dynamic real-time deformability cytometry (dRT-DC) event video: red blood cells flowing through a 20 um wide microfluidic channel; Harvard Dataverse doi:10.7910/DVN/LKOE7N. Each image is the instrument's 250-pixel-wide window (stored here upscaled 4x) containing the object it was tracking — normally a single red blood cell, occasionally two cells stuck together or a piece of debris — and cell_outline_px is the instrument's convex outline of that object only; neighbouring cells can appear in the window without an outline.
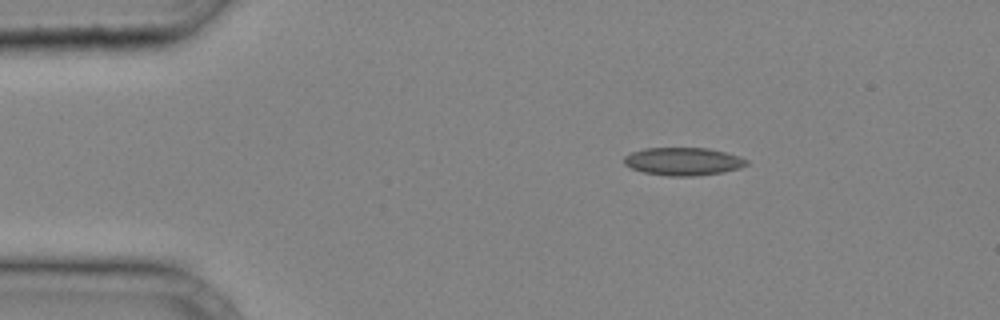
{"species": "common noctule bat (a hibernating species)", "species_latin": "Nyctalus noctula", "temperature_condition": "cold", "stored_images_in_passage": 35, "camera_frame_rate_fps": 3000, "um_per_image_px": 0.085, "animal": {"sex": "male", "body_mass_g": 20.4}, "frame": {"image": 1, "passage_image": 4, "time_ms": 1.0, "image_size_px": [1000, 320], "cell_outline_px": [[748, 164], [740, 168], [724, 172], [696, 176], [668, 176], [644, 172], [632, 168], [624, 164], [624, 156], [632, 152], [644, 148], [708, 148], [740, 156], [748, 160]], "centroid_in_image_um": [58.09, 13.72], "position_along_channel_um": 26.9, "area_um2": 19.94}}
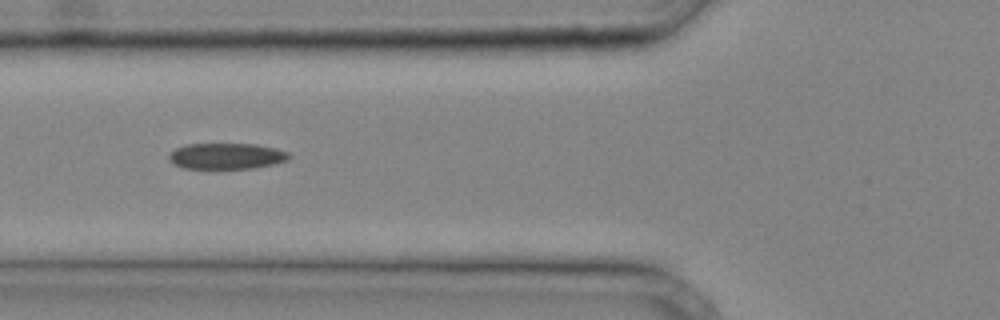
{"frame": {"image": 2, "passage_image": 12, "time_ms": 3.667, "image_size_px": [1000, 320], "cell_outline_px": [[292, 156], [288, 160], [272, 164], [252, 168], [184, 168], [168, 160], [168, 156], [176, 148], [184, 144], [256, 144], [276, 148], [288, 152]], "centroid_in_image_um": [19.27, 13.25], "position_along_channel_um": 106.5, "area_um2": 18.09}}
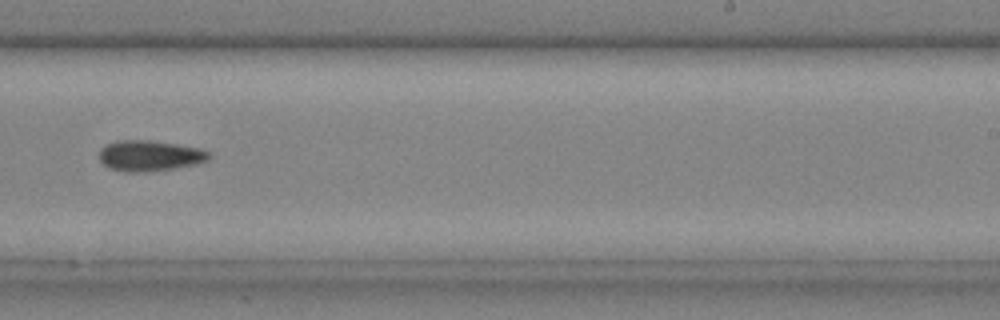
{"frame": {"image": 3, "passage_image": 22, "time_ms": 7.0, "image_size_px": [1000, 320], "cell_outline_px": [[212, 156], [208, 160], [200, 164], [176, 168], [148, 172], [128, 172], [112, 168], [104, 164], [100, 160], [100, 148], [104, 144], [116, 140], [148, 140], [176, 144], [200, 148], [212, 152]], "centroid_in_image_um": [12.78, 13.23], "position_along_channel_um": 276.2, "area_um2": 19.94}}